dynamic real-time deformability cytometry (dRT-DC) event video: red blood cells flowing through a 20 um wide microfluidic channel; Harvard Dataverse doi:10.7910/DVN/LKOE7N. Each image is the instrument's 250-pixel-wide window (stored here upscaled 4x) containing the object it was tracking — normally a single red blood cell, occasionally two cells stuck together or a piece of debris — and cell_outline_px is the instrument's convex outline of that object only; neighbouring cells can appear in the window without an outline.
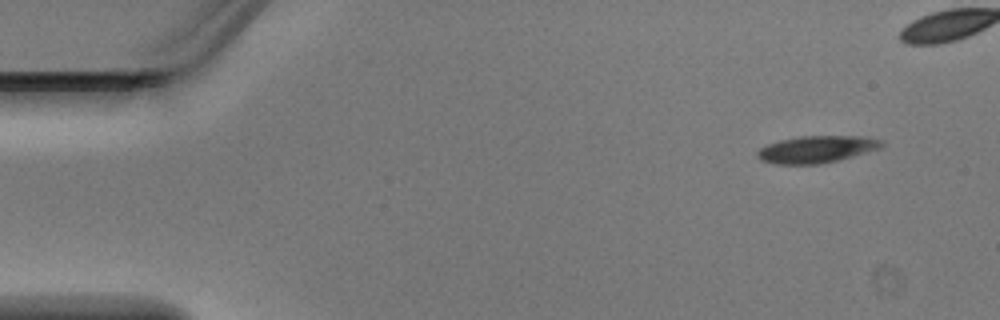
{"species": "Egyptian fruit bat (a non-hibernating species)", "species_latin": "Rousettus aegyptiacus", "temperature_condition": "warm", "stored_images_in_passage": 5, "camera_frame_rate_fps": 3000, "um_per_image_px": 0.085, "animal": {"sex": "male"}, "frame": {"image": 1, "passage_image": 1, "time_ms": 0.0, "image_size_px": [1000, 320], "cell_outline_px": [[884, 144], [880, 148], [852, 156], [820, 164], [776, 164], [760, 160], [756, 156], [756, 152], [760, 148], [768, 144], [780, 140], [800, 136], [864, 136], [884, 140]], "centroid_in_image_um": [69.4, 12.68], "position_along_channel_um": 15.6, "area_um2": 19.54}}
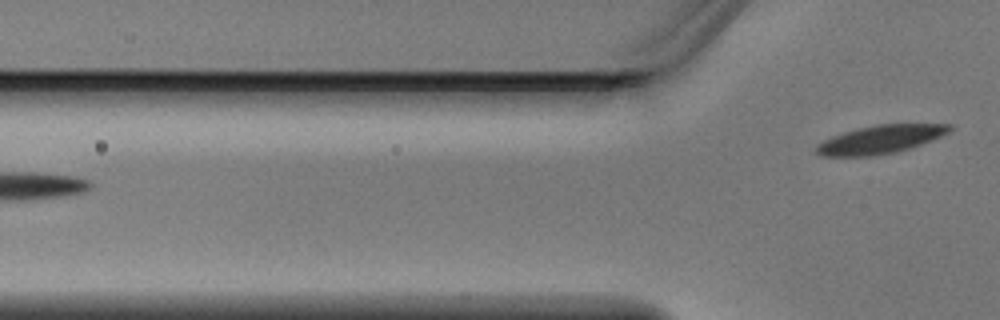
{"frame": {"image": 2, "passage_image": 5, "time_ms": 1.333, "image_size_px": [1000, 320], "cell_outline_px": [[952, 128], [948, 132], [932, 140], [912, 148], [896, 152], [872, 156], [820, 156], [816, 152], [816, 148], [824, 140], [832, 136], [844, 132], [876, 124], [952, 124]], "centroid_in_image_um": [74.86, 11.85], "position_along_channel_um": 50.9, "area_um2": 21.79}}